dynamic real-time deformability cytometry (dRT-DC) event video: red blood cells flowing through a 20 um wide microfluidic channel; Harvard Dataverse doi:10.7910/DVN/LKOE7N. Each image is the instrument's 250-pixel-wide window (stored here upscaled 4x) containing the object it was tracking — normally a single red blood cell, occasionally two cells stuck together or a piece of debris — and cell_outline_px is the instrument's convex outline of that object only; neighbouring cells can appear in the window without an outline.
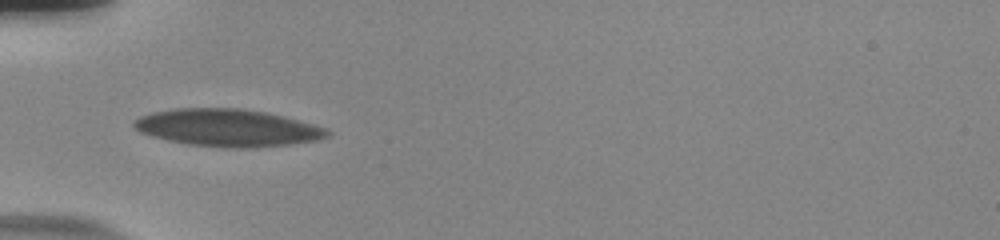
{"species": "human", "species_latin": "Homo sapiens", "temperature_condition": "room temperature", "stored_images_in_passage": 38, "camera_frame_rate_fps": 3000, "um_per_image_px": 0.085, "donor": {"sex": "male"}, "frame": {"image": 1, "passage_image": 1, "time_ms": 0.0, "image_size_px": [1000, 240], "cell_outline_px": [[332, 132], [328, 136], [316, 140], [292, 144], [252, 148], [232, 148], [188, 144], [168, 140], [152, 136], [140, 132], [132, 124], [132, 120], [140, 116], [152, 112], [176, 108], [244, 108], [268, 112], [300, 120], [328, 128]], "centroid_in_image_um": [19.38, 10.85], "position_along_channel_um": 65.6, "area_um2": 42.37}}
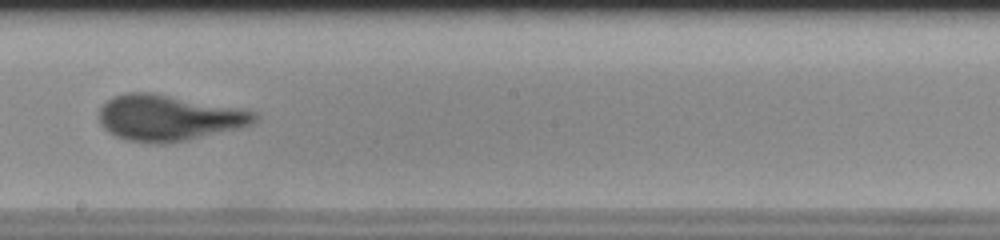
{"frame": {"image": 2, "passage_image": 15, "time_ms": 4.667, "image_size_px": [1000, 240], "cell_outline_px": [[260, 116], [252, 124], [240, 128], [188, 140], [164, 144], [156, 144], [128, 140], [116, 136], [108, 132], [100, 124], [100, 108], [112, 96], [128, 92], [148, 92], [244, 108], [256, 112]], "centroid_in_image_um": [14.37, 10.02], "position_along_channel_um": 233.8, "area_um2": 41.79}}
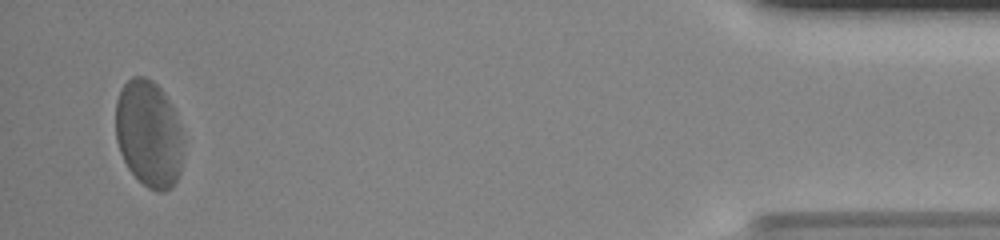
{"frame": {"image": 3, "passage_image": 36, "time_ms": 11.667, "image_size_px": [1000, 240], "cell_outline_px": [[184, 144], [180, 172], [172, 188], [164, 192], [156, 192], [148, 188], [128, 168], [120, 152], [116, 140], [116, 100], [120, 88], [132, 76], [144, 76], [152, 80], [164, 92], [180, 124], [184, 136]], "centroid_in_image_um": [12.66, 11.37], "position_along_channel_um": 422.5, "area_um2": 42.6}, "authors_computed_cell_mechanics": {"area_um2": 40.8646, "velocity_mm_per_s": 3.6793, "shape_relaxation_time_tau1_ms": 4.8851, "shape_relaxation_time_tau2_ms": null, "deformation_change_tau1": 0.1919, "deformation_change_tau2": null}}